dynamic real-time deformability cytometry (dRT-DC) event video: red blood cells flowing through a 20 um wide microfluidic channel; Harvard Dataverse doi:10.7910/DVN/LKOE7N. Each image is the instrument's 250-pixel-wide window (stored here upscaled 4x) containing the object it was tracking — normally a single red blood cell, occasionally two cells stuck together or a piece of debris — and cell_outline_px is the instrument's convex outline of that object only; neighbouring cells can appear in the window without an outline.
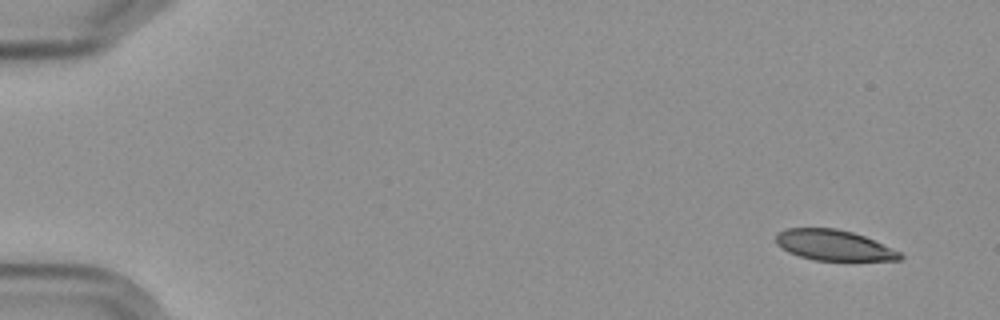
{"species": "Egyptian fruit bat (a non-hibernating species)", "species_latin": "Rousettus aegyptiacus", "temperature_condition": "cold", "stored_images_in_passage": 5, "camera_frame_rate_fps": 3000, "um_per_image_px": 0.085, "frame": {"image": 1, "passage_image": 1, "time_ms": 0.0, "image_size_px": [1000, 320], "cell_outline_px": [[904, 256], [900, 260], [816, 260], [800, 256], [788, 252], [776, 244], [776, 232], [788, 228], [836, 228], [852, 232], [864, 236], [900, 252]], "centroid_in_image_um": [70.84, 20.83], "position_along_channel_um": 14.2, "area_um2": 21.91}}
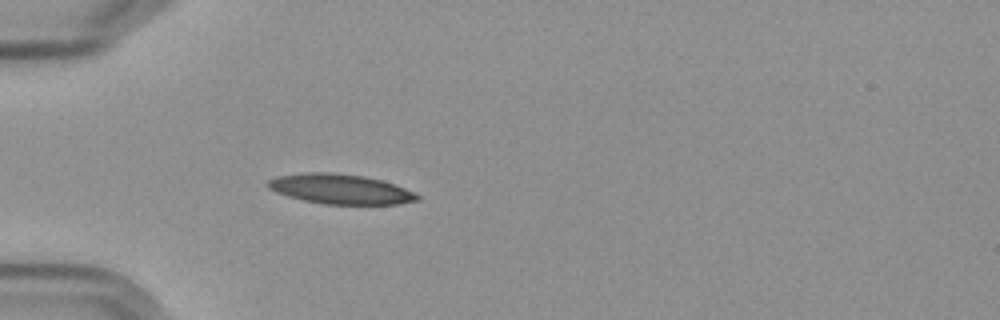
{"frame": {"image": 2, "passage_image": 5, "time_ms": 4.667, "image_size_px": [1000, 320], "cell_outline_px": [[420, 196], [416, 200], [396, 204], [324, 204], [304, 200], [288, 196], [276, 192], [268, 188], [264, 184], [268, 180], [276, 176], [304, 172], [332, 172], [364, 176], [380, 180], [404, 188]], "centroid_in_image_um": [28.84, 16.06], "position_along_channel_um": 56.2, "area_um2": 25.84}}